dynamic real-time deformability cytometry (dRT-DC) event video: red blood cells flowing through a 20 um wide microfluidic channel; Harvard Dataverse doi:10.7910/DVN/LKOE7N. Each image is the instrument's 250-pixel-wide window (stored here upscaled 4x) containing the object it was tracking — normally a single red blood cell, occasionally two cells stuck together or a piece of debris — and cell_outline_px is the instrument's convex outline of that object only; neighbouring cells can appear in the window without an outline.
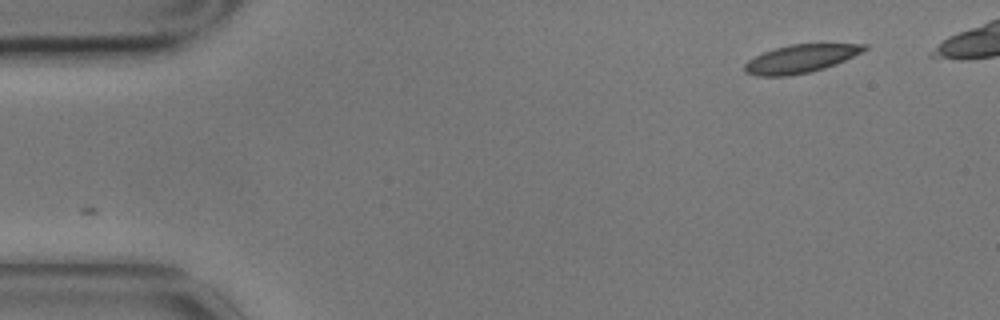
{"species": "common noctule bat (a hibernating species)", "species_latin": "Nyctalus noctula", "temperature_condition": "cold", "stored_images_in_passage": 10, "camera_frame_rate_fps": 3000, "um_per_image_px": 0.085, "animal": {"sex": "male", "body_mass_g": 17.9}, "frame": {"image": 1, "passage_image": 1, "time_ms": 0.0, "image_size_px": [1000, 320], "cell_outline_px": [[868, 48], [836, 64], [824, 68], [808, 72], [788, 76], [756, 76], [744, 72], [744, 64], [748, 60], [764, 52], [776, 48], [792, 44], [868, 44]], "centroid_in_image_um": [68.01, 5.0], "position_along_channel_um": 17.0, "area_um2": 19.36}}